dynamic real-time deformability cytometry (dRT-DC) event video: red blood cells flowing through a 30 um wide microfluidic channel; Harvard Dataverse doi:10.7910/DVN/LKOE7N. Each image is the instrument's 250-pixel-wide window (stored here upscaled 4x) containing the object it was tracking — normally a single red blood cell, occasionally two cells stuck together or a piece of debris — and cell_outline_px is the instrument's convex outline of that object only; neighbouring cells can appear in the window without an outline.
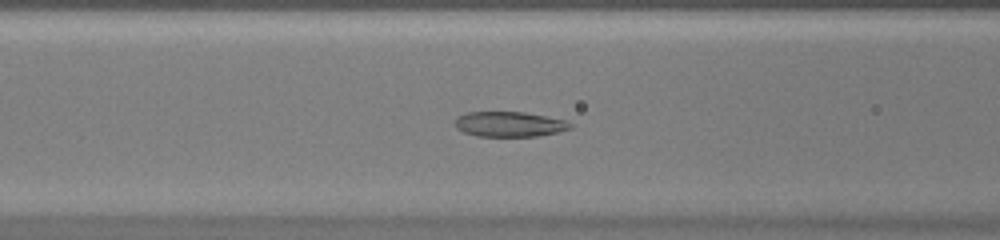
{"species": "common noctule bat (a hibernating species)", "species_latin": "Nyctalus noctula", "temperature_condition": "warm", "stored_images_in_passage": 45, "camera_frame_rate_fps": 3000, "um_per_image_px": 0.085, "animal": {"sex": "female", "body_mass_g": 20.0, "forearm_length_mm": 54.0}, "frame": {"image": 1, "passage_image": 18, "time_ms": 5.667, "image_size_px": [1000, 240], "cell_outline_px": [[572, 128], [556, 132], [536, 136], [476, 136], [464, 132], [456, 128], [456, 116], [468, 112], [524, 112], [564, 120], [572, 124]], "centroid_in_image_um": [43.27, 10.55], "position_along_channel_um": 123.3, "area_um2": 16.7}}
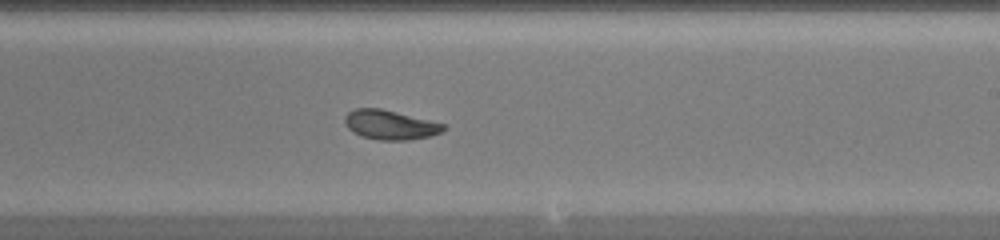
{"frame": {"image": 2, "passage_image": 27, "time_ms": 8.667, "image_size_px": [1000, 240], "cell_outline_px": [[448, 128], [432, 136], [408, 140], [380, 140], [360, 136], [352, 132], [344, 124], [344, 116], [348, 112], [356, 108], [380, 108], [444, 124]], "centroid_in_image_um": [33.13, 10.62], "position_along_channel_um": 255.9, "area_um2": 16.94}}
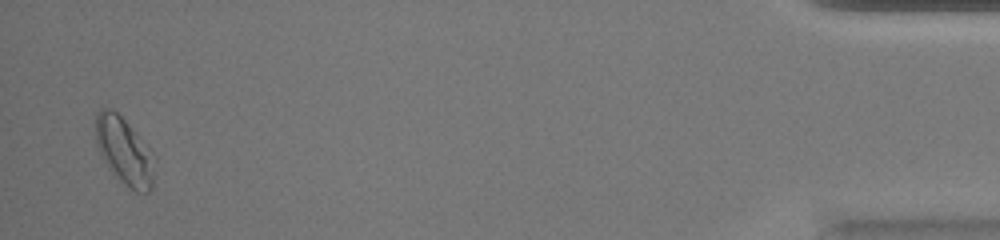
{"frame": {"image": 3, "passage_image": 44, "time_ms": 14.333, "image_size_px": [1000, 240], "cell_outline_px": [[152, 188], [148, 192], [136, 192], [128, 188], [124, 184], [100, 156], [96, 144], [96, 112], [100, 108], [108, 108], [116, 112], [128, 124], [136, 136], [152, 176]], "centroid_in_image_um": [10.38, 12.82], "position_along_channel_um": 424.8, "area_um2": 20.75}}